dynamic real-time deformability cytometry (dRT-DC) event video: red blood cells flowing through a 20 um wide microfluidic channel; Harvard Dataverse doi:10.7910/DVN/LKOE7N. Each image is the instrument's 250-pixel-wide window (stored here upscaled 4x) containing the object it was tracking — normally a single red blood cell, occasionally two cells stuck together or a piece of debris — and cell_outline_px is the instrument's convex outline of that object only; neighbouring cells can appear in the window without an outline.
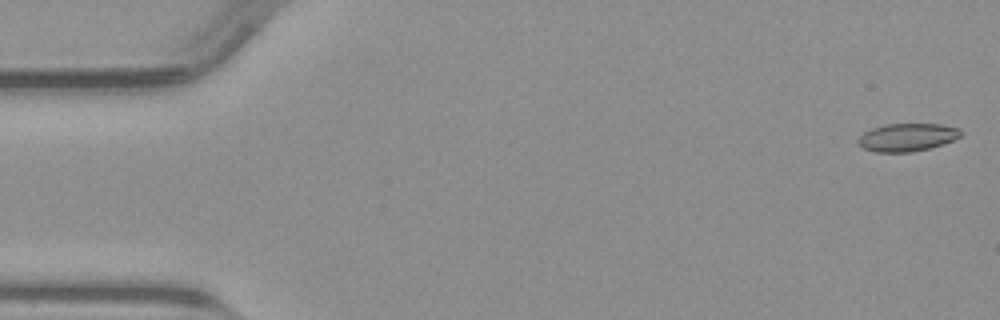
{"species": "common noctule bat (a hibernating species)", "species_latin": "Nyctalus noctula", "temperature_condition": "warm", "stored_images_in_passage": 13, "camera_frame_rate_fps": 3000, "um_per_image_px": 0.085, "animal": {"sex": "male", "body_mass_g": 23.1, "forearm_length_mm": 52.7}, "frame": {"image": 1, "passage_image": 1, "time_ms": 0.0, "image_size_px": [1000, 320], "cell_outline_px": [[964, 132], [960, 136], [944, 144], [912, 152], [872, 152], [864, 148], [856, 140], [864, 132], [872, 128], [884, 124], [940, 124], [960, 128]], "centroid_in_image_um": [77.12, 11.66], "position_along_channel_um": 7.9, "area_um2": 16.76}}